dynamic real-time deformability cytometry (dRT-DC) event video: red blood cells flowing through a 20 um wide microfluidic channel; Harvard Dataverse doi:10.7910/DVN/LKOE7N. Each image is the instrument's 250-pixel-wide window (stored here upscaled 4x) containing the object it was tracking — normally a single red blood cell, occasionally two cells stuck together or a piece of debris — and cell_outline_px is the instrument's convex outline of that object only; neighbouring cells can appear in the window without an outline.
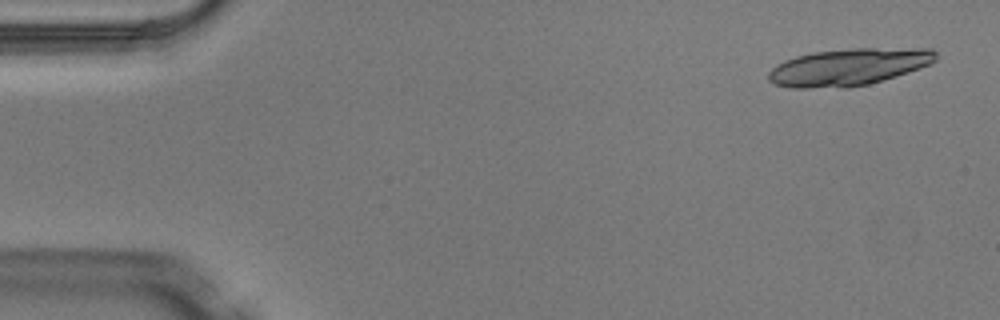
{"species": "Egyptian fruit bat (a non-hibernating species)", "species_latin": "Rousettus aegyptiacus", "temperature_condition": "warm", "stored_images_in_passage": 4, "camera_frame_rate_fps": 3000, "um_per_image_px": 0.085, "animal": {"sex": "male"}, "frame": {"image": 1, "passage_image": 1, "time_ms": 0.0, "image_size_px": [1000, 320], "cell_outline_px": [[936, 60], [932, 64], [896, 76], [868, 84], [844, 88], [792, 88], [776, 84], [768, 80], [768, 72], [776, 64], [784, 60], [796, 56], [812, 52], [856, 48], [932, 48], [936, 52]], "centroid_in_image_um": [72.14, 5.69], "position_along_channel_um": 12.9, "area_um2": 36.36}}